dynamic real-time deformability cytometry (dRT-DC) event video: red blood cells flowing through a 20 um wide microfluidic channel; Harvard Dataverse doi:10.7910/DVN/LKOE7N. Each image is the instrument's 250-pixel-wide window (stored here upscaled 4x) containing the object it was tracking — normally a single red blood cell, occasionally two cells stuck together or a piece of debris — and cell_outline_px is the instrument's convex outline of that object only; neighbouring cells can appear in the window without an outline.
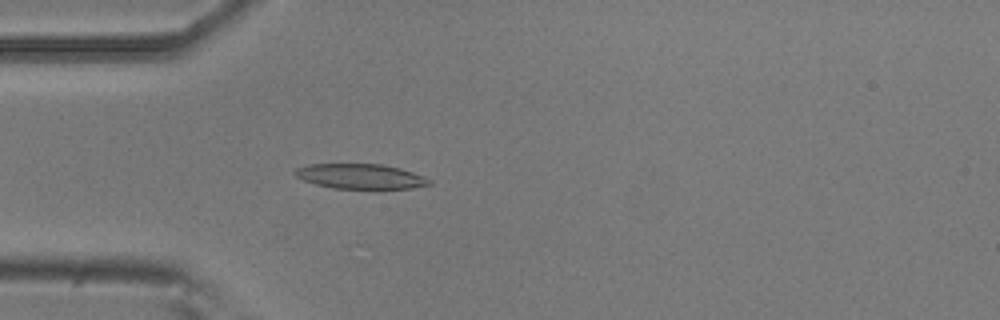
{"species": "common noctule bat (a hibernating species)", "species_latin": "Nyctalus noctula", "temperature_condition": "room temperature", "stored_images_in_passage": 26, "camera_frame_rate_fps": 3000, "um_per_image_px": 0.085, "animal": {"sex": "male", "body_mass_g": 20.5, "forearm_length_mm": 52.5}, "frame": {"image": 1, "passage_image": 14, "time_ms": 4.333, "image_size_px": [1000, 320], "cell_outline_px": [[432, 184], [412, 188], [380, 192], [372, 192], [332, 188], [316, 184], [304, 180], [296, 176], [292, 172], [296, 168], [308, 164], [380, 164], [400, 168], [424, 176], [432, 180]], "centroid_in_image_um": [30.71, 15.05], "position_along_channel_um": 54.3, "area_um2": 20.69}}
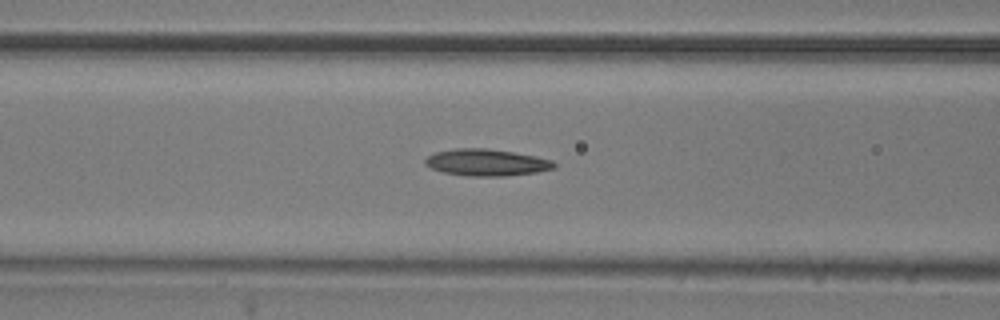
{"frame": {"image": 2, "passage_image": 20, "time_ms": 6.333, "image_size_px": [1000, 320], "cell_outline_px": [[556, 168], [536, 172], [504, 176], [468, 176], [444, 172], [432, 168], [424, 164], [424, 160], [428, 156], [436, 152], [456, 148], [488, 148], [536, 156], [552, 160], [556, 164]], "centroid_in_image_um": [41.36, 13.81], "position_along_channel_um": 125.2, "area_um2": 20.06}}
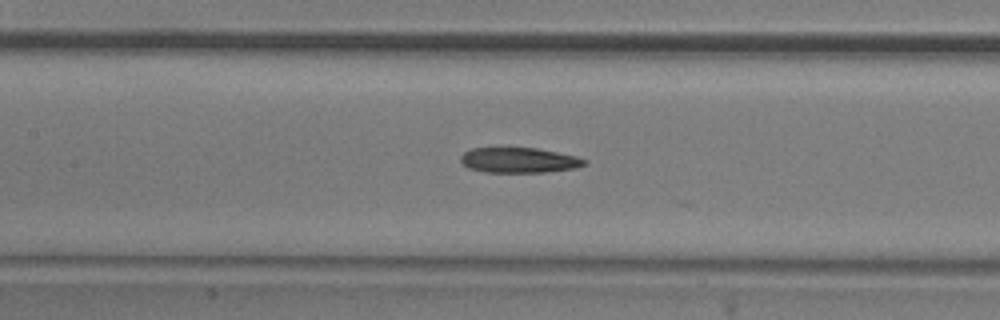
{"frame": {"image": 3, "passage_image": 23, "time_ms": 7.333, "image_size_px": [1000, 320], "cell_outline_px": [[588, 164], [576, 168], [544, 172], [484, 172], [468, 168], [460, 160], [460, 156], [464, 152], [472, 148], [536, 148], [576, 156], [588, 160]], "centroid_in_image_um": [44.13, 13.62], "position_along_channel_um": 163.3, "area_um2": 18.21}}